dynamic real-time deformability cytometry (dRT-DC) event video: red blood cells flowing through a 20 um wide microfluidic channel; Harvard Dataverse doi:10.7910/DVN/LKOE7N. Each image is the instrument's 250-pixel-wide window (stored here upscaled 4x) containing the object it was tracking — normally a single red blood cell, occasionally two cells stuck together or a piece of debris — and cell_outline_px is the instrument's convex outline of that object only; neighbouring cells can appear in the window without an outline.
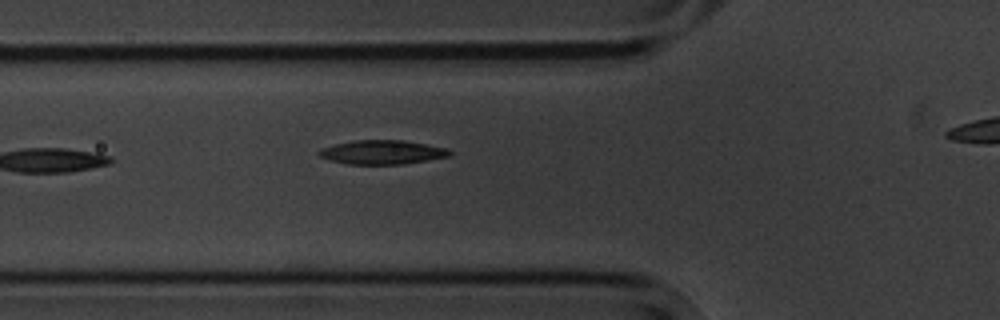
{"species": "common noctule bat (a hibernating species)", "species_latin": "Nyctalus noctula", "temperature_condition": "cold", "stored_images_in_passage": 4, "segment_of_instrument_passage": [1, 2], "camera_frame_rate_fps": 3000, "um_per_image_px": 0.085, "animal": {"sex": "male", "body_mass_g": 20.1, "forearm_length_mm": 53.5}, "frame": {"image": 1, "passage_image": 3, "time_ms": 2.333, "image_size_px": [1000, 320], "cell_outline_px": [[452, 152], [448, 156], [428, 160], [404, 164], [348, 164], [332, 160], [320, 156], [316, 152], [320, 148], [352, 140], [404, 140], [448, 148]], "centroid_in_image_um": [32.49, 12.93], "position_along_channel_um": 93.3, "area_um2": 18.26}}